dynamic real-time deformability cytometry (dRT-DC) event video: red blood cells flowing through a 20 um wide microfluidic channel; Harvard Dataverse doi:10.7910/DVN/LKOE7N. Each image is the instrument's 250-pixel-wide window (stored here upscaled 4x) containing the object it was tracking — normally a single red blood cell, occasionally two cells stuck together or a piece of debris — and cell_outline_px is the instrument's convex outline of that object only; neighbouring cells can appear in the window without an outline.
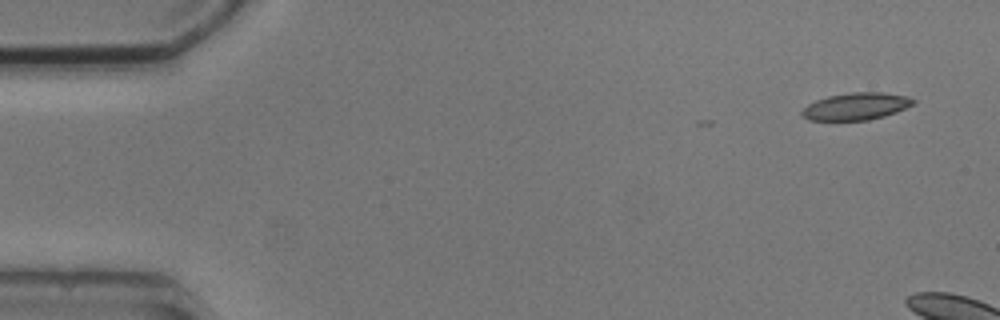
{"species": "common noctule bat (a hibernating species)", "species_latin": "Nyctalus noctula", "temperature_condition": "cold", "stored_images_in_passage": 3, "camera_frame_rate_fps": 3000, "um_per_image_px": 0.085, "animal": {"sex": "male", "body_mass_g": 20.5, "forearm_length_mm": 52.5}, "frame": {"image": 1, "passage_image": 1, "time_ms": 0.0, "image_size_px": [1000, 320], "cell_outline_px": [[916, 104], [896, 112], [884, 116], [868, 120], [808, 120], [800, 112], [808, 104], [816, 100], [828, 96], [852, 92], [880, 92], [904, 96], [916, 100]], "centroid_in_image_um": [72.78, 9.04], "position_along_channel_um": 12.2, "area_um2": 17.51}}